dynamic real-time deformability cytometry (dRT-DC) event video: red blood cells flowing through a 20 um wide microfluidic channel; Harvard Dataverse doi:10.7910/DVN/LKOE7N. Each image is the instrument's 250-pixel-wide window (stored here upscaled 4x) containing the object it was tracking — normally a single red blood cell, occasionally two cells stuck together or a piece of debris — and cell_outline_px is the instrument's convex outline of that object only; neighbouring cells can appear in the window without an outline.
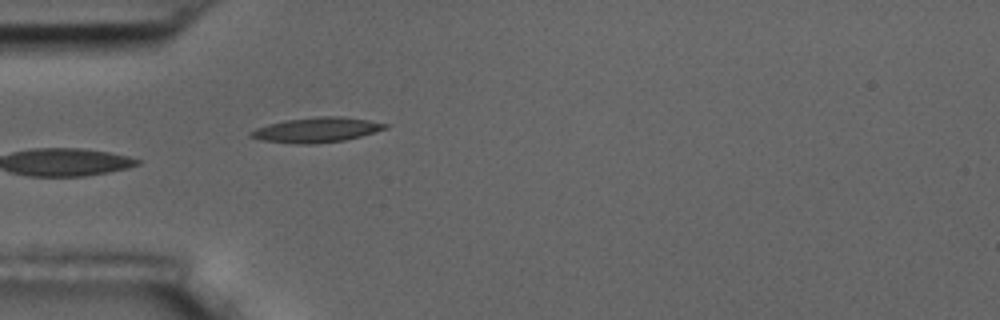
{"species": "common noctule bat (a hibernating species)", "species_latin": "Nyctalus noctula", "temperature_condition": "room temperature", "stored_images_in_passage": 5, "camera_frame_rate_fps": 3000, "um_per_image_px": 0.085, "animal": {"sex": "male", "body_mass_g": 17.5, "forearm_length_mm": 52.3}, "frame": {"image": 1, "passage_image": 5, "time_ms": 5.333, "image_size_px": [1000, 320], "cell_outline_px": [[388, 128], [376, 132], [344, 140], [312, 144], [296, 144], [260, 140], [248, 136], [248, 132], [256, 128], [268, 124], [284, 120], [316, 116], [344, 116], [368, 120], [388, 124]], "centroid_in_image_um": [26.88, 11.03], "position_along_channel_um": 58.1, "area_um2": 19.71}}